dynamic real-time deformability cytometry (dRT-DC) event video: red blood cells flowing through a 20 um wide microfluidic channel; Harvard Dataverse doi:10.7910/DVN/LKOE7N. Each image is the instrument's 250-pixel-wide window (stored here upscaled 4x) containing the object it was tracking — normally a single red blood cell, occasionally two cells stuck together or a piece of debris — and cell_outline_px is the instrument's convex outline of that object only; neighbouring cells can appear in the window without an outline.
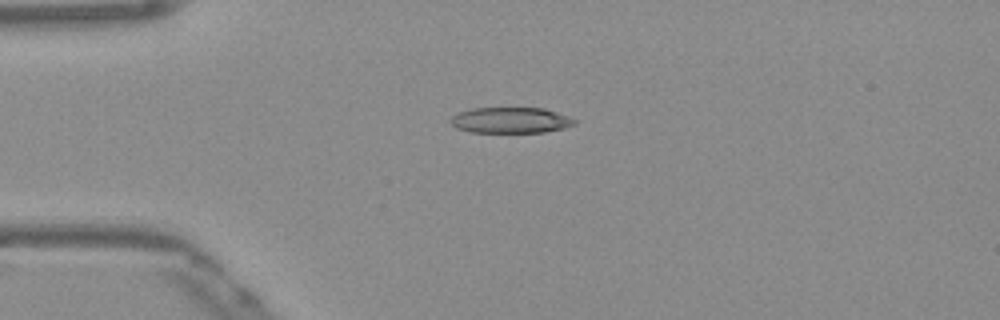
{"species": "Egyptian fruit bat (a non-hibernating species)", "species_latin": "Rousettus aegyptiacus", "temperature_condition": "warm", "stored_images_in_passage": 42, "camera_frame_rate_fps": 3000, "um_per_image_px": 0.085, "frame": {"image": 1, "passage_image": 3, "time_ms": 0.667, "image_size_px": [1000, 320], "cell_outline_px": [[576, 124], [564, 128], [544, 132], [472, 132], [456, 128], [448, 120], [452, 116], [460, 112], [472, 108], [544, 108], [568, 116], [576, 120]], "centroid_in_image_um": [43.4, 10.22], "position_along_channel_um": 41.6, "area_um2": 18.61}}
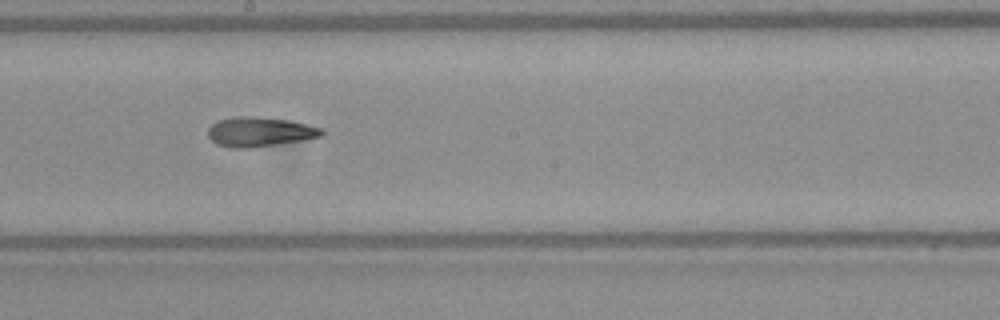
{"frame": {"image": 2, "passage_image": 19, "time_ms": 6.0, "image_size_px": [1000, 320], "cell_outline_px": [[324, 132], [320, 136], [300, 140], [248, 148], [232, 148], [216, 144], [208, 136], [208, 128], [212, 124], [220, 120], [240, 116], [252, 116], [288, 120], [324, 128]], "centroid_in_image_um": [22.05, 11.2], "position_along_channel_um": 226.1, "area_um2": 19.25}}
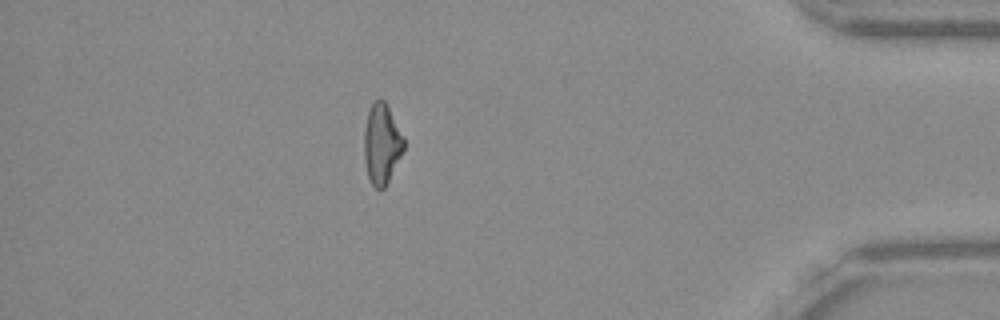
{"frame": {"image": 3, "passage_image": 36, "time_ms": 11.667, "image_size_px": [1000, 320], "cell_outline_px": [[404, 148], [384, 188], [376, 188], [372, 184], [368, 176], [364, 160], [364, 132], [368, 112], [372, 104], [380, 96], [384, 100], [404, 140]], "centroid_in_image_um": [32.42, 12.22], "position_along_channel_um": 402.8, "area_um2": 17.98}, "authors_computed_cell_mechanics": {"area_um2": 18.9873, "velocity_mm_per_s": 3.8991, "shape_relaxation_time_tau1_ms": null, "shape_relaxation_time_tau2_ms": 5.2998, "deformation_change_tau1": null, "deformation_change_tau2": 0.1724}}